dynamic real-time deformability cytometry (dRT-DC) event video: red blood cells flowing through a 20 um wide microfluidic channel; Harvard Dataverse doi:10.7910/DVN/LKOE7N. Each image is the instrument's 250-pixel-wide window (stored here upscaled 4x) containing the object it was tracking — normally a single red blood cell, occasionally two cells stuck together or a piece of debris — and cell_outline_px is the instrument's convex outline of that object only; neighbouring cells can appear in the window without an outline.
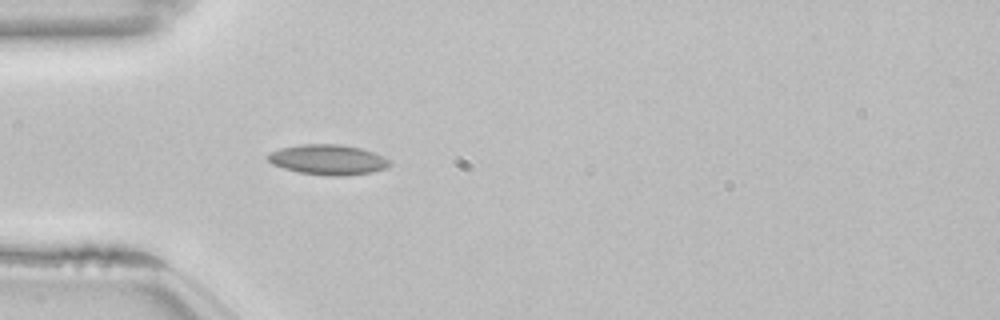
{"species": "common noctule bat (a hibernating species)", "species_latin": "Nyctalus noctula", "temperature_condition": "room temperature", "stored_images_in_passage": 38, "camera_frame_rate_fps": 3000, "um_per_image_px": 0.085, "animal": {"sex": "female", "body_mass_g": 22.7, "forearm_length_mm": 54.2}, "frame": {"image": 1, "passage_image": 1, "time_ms": 0.0, "image_size_px": [1000, 320], "cell_outline_px": [[392, 164], [384, 168], [372, 172], [344, 176], [328, 176], [300, 172], [284, 168], [272, 164], [268, 160], [268, 156], [272, 152], [280, 148], [300, 144], [340, 144], [360, 148], [372, 152], [392, 160]], "centroid_in_image_um": [27.91, 13.57], "position_along_channel_um": 57.1, "area_um2": 21.33}, "authors_computed_cell_mechanics": {"area_um2": 18.8428, "velocity_mm_per_s": 3.8495, "shape_relaxation_time_tau1_ms": null, "shape_relaxation_time_tau2_ms": 2.7412, "deformation_change_tau1": null, "deformation_change_tau2": 0.0846}}